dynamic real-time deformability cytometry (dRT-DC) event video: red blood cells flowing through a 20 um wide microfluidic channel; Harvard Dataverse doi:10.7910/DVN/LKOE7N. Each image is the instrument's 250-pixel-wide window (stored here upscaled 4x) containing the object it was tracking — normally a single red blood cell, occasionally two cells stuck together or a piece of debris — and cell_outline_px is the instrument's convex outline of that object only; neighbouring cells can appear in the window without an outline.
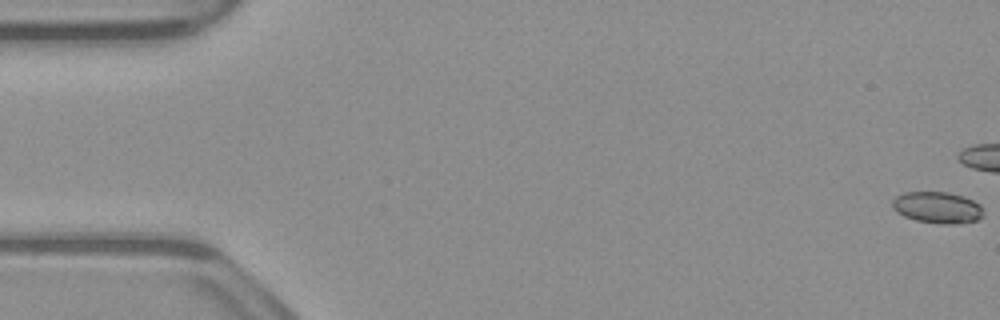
{"species": "common noctule bat (a hibernating species)", "species_latin": "Nyctalus noctula", "temperature_condition": "warm", "stored_images_in_passage": 55, "camera_frame_rate_fps": 3000, "um_per_image_px": 0.085, "animal": {"sex": "male", "body_mass_g": 23.1, "forearm_length_mm": 52.7}, "frame": {"image": 1, "passage_image": 1, "time_ms": 0.0, "image_size_px": [1000, 320], "cell_outline_px": [[984, 216], [976, 220], [948, 224], [944, 224], [916, 220], [904, 216], [896, 212], [892, 208], [892, 200], [896, 196], [904, 192], [948, 192], [964, 196], [980, 204], [984, 212]], "centroid_in_image_um": [79.67, 17.62], "position_along_channel_um": 5.3, "area_um2": 16.7}}
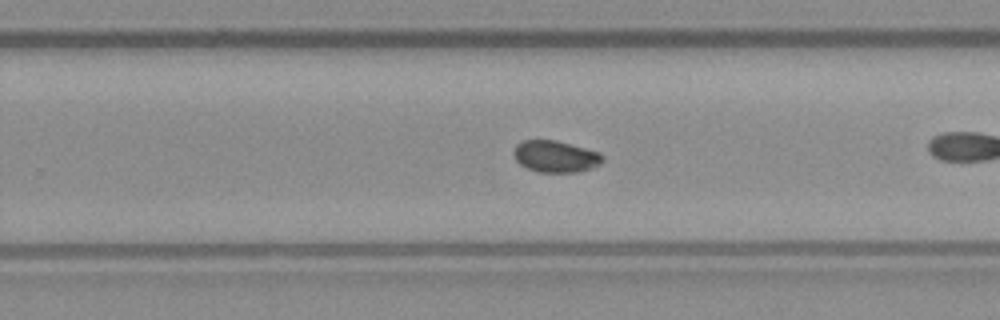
{"frame": {"image": 2, "passage_image": 34, "time_ms": 11.0, "image_size_px": [1000, 320], "cell_outline_px": [[604, 160], [600, 164], [592, 168], [576, 172], [540, 172], [528, 168], [520, 164], [516, 160], [512, 152], [516, 144], [524, 140], [556, 140], [600, 152], [604, 156]], "centroid_in_image_um": [47.23, 13.29], "position_along_channel_um": 282.6, "area_um2": 16.47}}
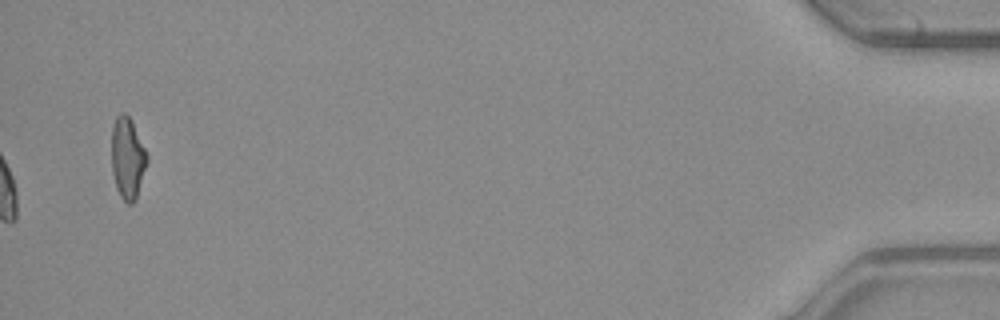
{"frame": {"image": 3, "passage_image": 55, "time_ms": 18.0, "image_size_px": [1000, 320], "cell_outline_px": [[148, 160], [136, 200], [132, 204], [128, 204], [120, 196], [116, 188], [112, 172], [112, 128], [116, 116], [120, 112], [124, 112], [132, 120], [148, 156]], "centroid_in_image_um": [10.84, 13.44], "position_along_channel_um": 424.4, "area_um2": 16.94}, "authors_computed_cell_mechanics": {"area_um2": 16.6464, "velocity_mm_per_s": 3.8877, "shape_relaxation_time_tau1_ms": 5.6025, "shape_relaxation_time_tau2_ms": 2.0306, "deformation_change_tau1": 0.0768, "deformation_change_tau2": 0.0405}}